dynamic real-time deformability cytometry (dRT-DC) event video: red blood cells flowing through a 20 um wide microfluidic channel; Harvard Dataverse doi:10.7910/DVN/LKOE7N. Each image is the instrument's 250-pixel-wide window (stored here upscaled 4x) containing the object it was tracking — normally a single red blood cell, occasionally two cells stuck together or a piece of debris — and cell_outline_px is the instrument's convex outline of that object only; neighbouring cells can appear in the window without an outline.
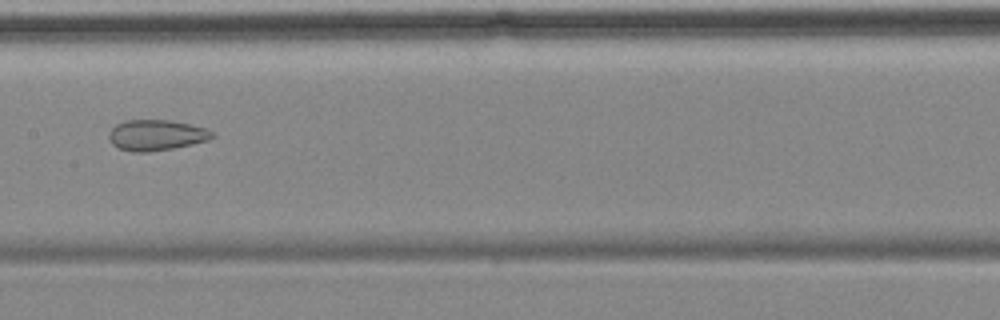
{"species": "common noctule bat (a hibernating species)", "species_latin": "Nyctalus noctula", "temperature_condition": "cold", "stored_images_in_passage": 14, "camera_frame_rate_fps": 3000, "um_per_image_px": 0.085, "animal": {"sex": "female", "body_mass_g": 18.4}, "frame": {"image": 1, "passage_image": 7, "time_ms": 8.0, "image_size_px": [1000, 320], "cell_outline_px": [[216, 136], [208, 140], [192, 144], [172, 148], [148, 152], [132, 152], [120, 148], [112, 144], [108, 136], [108, 132], [116, 124], [124, 120], [168, 120], [208, 128]], "centroid_in_image_um": [13.28, 11.48], "position_along_channel_um": 194.1, "area_um2": 18.5}}
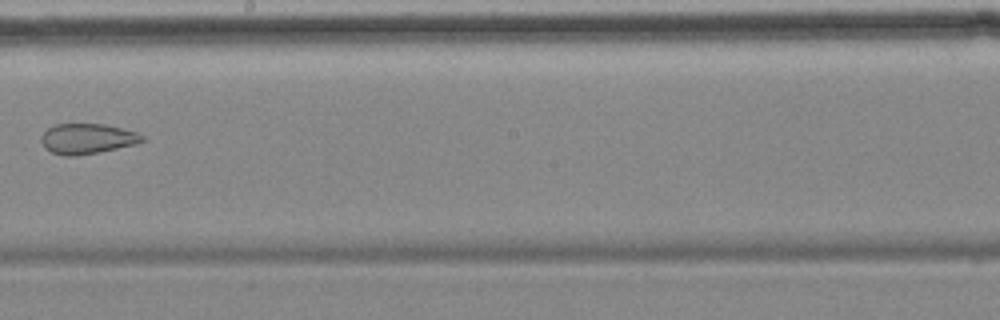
{"frame": {"image": 2, "passage_image": 8, "time_ms": 9.333, "image_size_px": [1000, 320], "cell_outline_px": [[144, 140], [132, 144], [116, 148], [76, 156], [68, 156], [52, 152], [44, 148], [40, 140], [44, 132], [48, 128], [56, 124], [104, 124], [136, 132], [144, 136]], "centroid_in_image_um": [7.36, 11.78], "position_along_channel_um": 240.8, "area_um2": 17.46}, "authors_computed_cell_mechanics": {"area_um2": 22.7732, "velocity_mm_per_s": 3.5264, "shape_relaxation_time_tau1_ms": null, "shape_relaxation_time_tau2_ms": 2.6237, "deformation_change_tau1": null, "deformation_change_tau2": 0.084}}